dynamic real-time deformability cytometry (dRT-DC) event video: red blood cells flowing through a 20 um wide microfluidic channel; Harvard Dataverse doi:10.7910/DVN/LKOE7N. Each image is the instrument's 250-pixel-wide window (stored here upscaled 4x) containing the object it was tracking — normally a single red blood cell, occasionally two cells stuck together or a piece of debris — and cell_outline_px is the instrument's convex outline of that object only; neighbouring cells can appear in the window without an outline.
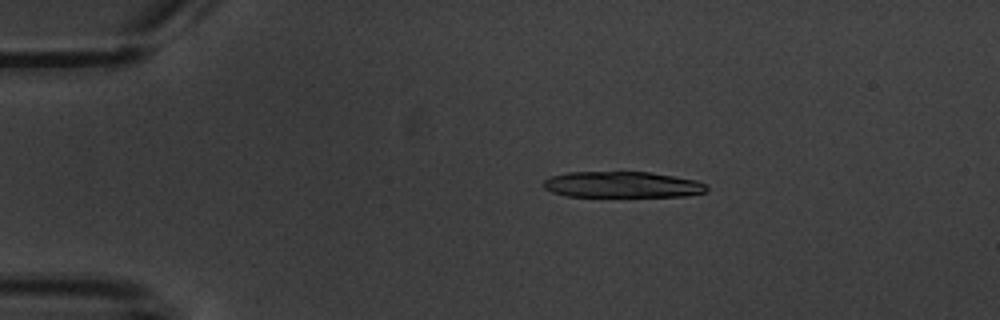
{"species": "common noctule bat (a hibernating species)", "species_latin": "Nyctalus noctula", "temperature_condition": "warm", "stored_images_in_passage": 6, "camera_frame_rate_fps": 3000, "um_per_image_px": 0.085, "animal": {"sex": "male", "body_mass_g": 20.1, "forearm_length_mm": 53.5}, "frame": {"image": 1, "passage_image": 4, "time_ms": 3.667, "image_size_px": [1000, 320], "cell_outline_px": [[708, 188], [704, 192], [684, 196], [564, 196], [552, 192], [544, 188], [540, 184], [548, 176], [568, 172], [648, 172], [696, 180], [708, 184]], "centroid_in_image_um": [52.83, 15.69], "position_along_channel_um": 32.2, "area_um2": 24.85}}